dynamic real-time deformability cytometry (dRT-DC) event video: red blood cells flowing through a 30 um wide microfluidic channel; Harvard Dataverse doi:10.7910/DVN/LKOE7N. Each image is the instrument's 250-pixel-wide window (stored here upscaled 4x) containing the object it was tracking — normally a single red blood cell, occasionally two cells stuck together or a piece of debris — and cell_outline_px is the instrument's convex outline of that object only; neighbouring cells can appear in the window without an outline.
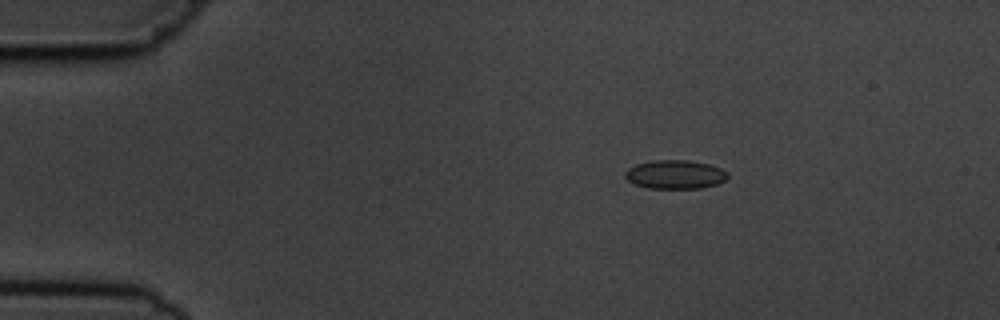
{"species": "common noctule bat (a hibernating species)", "species_latin": "Nyctalus noctula", "temperature_condition": "cold", "stored_images_in_passage": 5, "camera_frame_rate_fps": 3000, "um_per_image_px": 0.085, "animal": {"sex": "male", "body_mass_g": 19.5, "forearm_length_mm": 54.6}, "frame": {"image": 1, "passage_image": 3, "time_ms": 2.333, "image_size_px": [1000, 320], "cell_outline_px": [[728, 176], [724, 180], [716, 184], [700, 188], [648, 188], [636, 184], [628, 180], [624, 176], [624, 172], [628, 168], [636, 164], [652, 160], [688, 160], [708, 164], [720, 168], [728, 172]], "centroid_in_image_um": [57.36, 14.82], "position_along_channel_um": 27.6, "area_um2": 17.11}}